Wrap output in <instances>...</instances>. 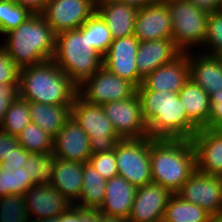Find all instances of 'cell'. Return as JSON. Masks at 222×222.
<instances>
[{"label": "cell", "instance_id": "cell-1", "mask_svg": "<svg viewBox=\"0 0 222 222\" xmlns=\"http://www.w3.org/2000/svg\"><path fill=\"white\" fill-rule=\"evenodd\" d=\"M148 137L191 139L199 128L187 117L178 93L137 88Z\"/></svg>", "mask_w": 222, "mask_h": 222}, {"label": "cell", "instance_id": "cell-2", "mask_svg": "<svg viewBox=\"0 0 222 222\" xmlns=\"http://www.w3.org/2000/svg\"><path fill=\"white\" fill-rule=\"evenodd\" d=\"M152 182L175 194L196 171V155L189 139L150 138Z\"/></svg>", "mask_w": 222, "mask_h": 222}, {"label": "cell", "instance_id": "cell-3", "mask_svg": "<svg viewBox=\"0 0 222 222\" xmlns=\"http://www.w3.org/2000/svg\"><path fill=\"white\" fill-rule=\"evenodd\" d=\"M4 37L1 46L20 69L53 60L56 33L41 13H33Z\"/></svg>", "mask_w": 222, "mask_h": 222}, {"label": "cell", "instance_id": "cell-4", "mask_svg": "<svg viewBox=\"0 0 222 222\" xmlns=\"http://www.w3.org/2000/svg\"><path fill=\"white\" fill-rule=\"evenodd\" d=\"M78 86L53 60L19 71V96L28 102L48 105L73 104Z\"/></svg>", "mask_w": 222, "mask_h": 222}, {"label": "cell", "instance_id": "cell-5", "mask_svg": "<svg viewBox=\"0 0 222 222\" xmlns=\"http://www.w3.org/2000/svg\"><path fill=\"white\" fill-rule=\"evenodd\" d=\"M53 61L77 86L103 66V56L79 29L56 34Z\"/></svg>", "mask_w": 222, "mask_h": 222}, {"label": "cell", "instance_id": "cell-6", "mask_svg": "<svg viewBox=\"0 0 222 222\" xmlns=\"http://www.w3.org/2000/svg\"><path fill=\"white\" fill-rule=\"evenodd\" d=\"M166 5L169 9L175 46L182 53H187L191 47L204 45L208 14L190 0H173Z\"/></svg>", "mask_w": 222, "mask_h": 222}, {"label": "cell", "instance_id": "cell-7", "mask_svg": "<svg viewBox=\"0 0 222 222\" xmlns=\"http://www.w3.org/2000/svg\"><path fill=\"white\" fill-rule=\"evenodd\" d=\"M71 117L87 134L92 154L115 150L121 138L105 115L102 105L87 103L77 95L71 106Z\"/></svg>", "mask_w": 222, "mask_h": 222}, {"label": "cell", "instance_id": "cell-8", "mask_svg": "<svg viewBox=\"0 0 222 222\" xmlns=\"http://www.w3.org/2000/svg\"><path fill=\"white\" fill-rule=\"evenodd\" d=\"M150 137L120 139L115 147L118 175L140 187L152 182Z\"/></svg>", "mask_w": 222, "mask_h": 222}, {"label": "cell", "instance_id": "cell-9", "mask_svg": "<svg viewBox=\"0 0 222 222\" xmlns=\"http://www.w3.org/2000/svg\"><path fill=\"white\" fill-rule=\"evenodd\" d=\"M136 92L137 88L132 83L103 66L78 86V95L87 103L95 105L128 99Z\"/></svg>", "mask_w": 222, "mask_h": 222}, {"label": "cell", "instance_id": "cell-10", "mask_svg": "<svg viewBox=\"0 0 222 222\" xmlns=\"http://www.w3.org/2000/svg\"><path fill=\"white\" fill-rule=\"evenodd\" d=\"M182 200L199 205L212 217L222 216V177L196 170L175 193Z\"/></svg>", "mask_w": 222, "mask_h": 222}, {"label": "cell", "instance_id": "cell-11", "mask_svg": "<svg viewBox=\"0 0 222 222\" xmlns=\"http://www.w3.org/2000/svg\"><path fill=\"white\" fill-rule=\"evenodd\" d=\"M102 109L121 139L148 136L137 92L128 99L105 103Z\"/></svg>", "mask_w": 222, "mask_h": 222}, {"label": "cell", "instance_id": "cell-12", "mask_svg": "<svg viewBox=\"0 0 222 222\" xmlns=\"http://www.w3.org/2000/svg\"><path fill=\"white\" fill-rule=\"evenodd\" d=\"M95 12L90 0H48L41 15L58 34L79 29Z\"/></svg>", "mask_w": 222, "mask_h": 222}, {"label": "cell", "instance_id": "cell-13", "mask_svg": "<svg viewBox=\"0 0 222 222\" xmlns=\"http://www.w3.org/2000/svg\"><path fill=\"white\" fill-rule=\"evenodd\" d=\"M139 40L134 36L113 40L103 56V67L138 88L143 78L138 74L136 55Z\"/></svg>", "mask_w": 222, "mask_h": 222}, {"label": "cell", "instance_id": "cell-14", "mask_svg": "<svg viewBox=\"0 0 222 222\" xmlns=\"http://www.w3.org/2000/svg\"><path fill=\"white\" fill-rule=\"evenodd\" d=\"M172 195L169 189L153 182L137 187L127 222H162Z\"/></svg>", "mask_w": 222, "mask_h": 222}, {"label": "cell", "instance_id": "cell-15", "mask_svg": "<svg viewBox=\"0 0 222 222\" xmlns=\"http://www.w3.org/2000/svg\"><path fill=\"white\" fill-rule=\"evenodd\" d=\"M173 29L166 3L140 7L136 14L134 36L139 41L172 38Z\"/></svg>", "mask_w": 222, "mask_h": 222}, {"label": "cell", "instance_id": "cell-16", "mask_svg": "<svg viewBox=\"0 0 222 222\" xmlns=\"http://www.w3.org/2000/svg\"><path fill=\"white\" fill-rule=\"evenodd\" d=\"M196 155V170L222 177V129H199L190 139Z\"/></svg>", "mask_w": 222, "mask_h": 222}, {"label": "cell", "instance_id": "cell-17", "mask_svg": "<svg viewBox=\"0 0 222 222\" xmlns=\"http://www.w3.org/2000/svg\"><path fill=\"white\" fill-rule=\"evenodd\" d=\"M53 153L64 160L88 163L92 155L89 138L72 117L54 137Z\"/></svg>", "mask_w": 222, "mask_h": 222}, {"label": "cell", "instance_id": "cell-18", "mask_svg": "<svg viewBox=\"0 0 222 222\" xmlns=\"http://www.w3.org/2000/svg\"><path fill=\"white\" fill-rule=\"evenodd\" d=\"M23 196L30 220L59 216L72 205L51 185H33Z\"/></svg>", "mask_w": 222, "mask_h": 222}, {"label": "cell", "instance_id": "cell-19", "mask_svg": "<svg viewBox=\"0 0 222 222\" xmlns=\"http://www.w3.org/2000/svg\"><path fill=\"white\" fill-rule=\"evenodd\" d=\"M190 78L187 53H181L173 61L148 74L142 84L152 91L178 93Z\"/></svg>", "mask_w": 222, "mask_h": 222}, {"label": "cell", "instance_id": "cell-20", "mask_svg": "<svg viewBox=\"0 0 222 222\" xmlns=\"http://www.w3.org/2000/svg\"><path fill=\"white\" fill-rule=\"evenodd\" d=\"M181 53L172 38L139 41L136 55L138 74L144 79L158 67L173 61Z\"/></svg>", "mask_w": 222, "mask_h": 222}, {"label": "cell", "instance_id": "cell-21", "mask_svg": "<svg viewBox=\"0 0 222 222\" xmlns=\"http://www.w3.org/2000/svg\"><path fill=\"white\" fill-rule=\"evenodd\" d=\"M137 187L122 176H115L106 182L105 197L98 208L101 213L128 220Z\"/></svg>", "mask_w": 222, "mask_h": 222}, {"label": "cell", "instance_id": "cell-22", "mask_svg": "<svg viewBox=\"0 0 222 222\" xmlns=\"http://www.w3.org/2000/svg\"><path fill=\"white\" fill-rule=\"evenodd\" d=\"M138 7L108 0L96 6V12L106 22L113 40L134 35Z\"/></svg>", "mask_w": 222, "mask_h": 222}, {"label": "cell", "instance_id": "cell-23", "mask_svg": "<svg viewBox=\"0 0 222 222\" xmlns=\"http://www.w3.org/2000/svg\"><path fill=\"white\" fill-rule=\"evenodd\" d=\"M201 54V55H200ZM200 55V56H199ZM187 52L190 79L208 94L222 92V63L218 56Z\"/></svg>", "mask_w": 222, "mask_h": 222}, {"label": "cell", "instance_id": "cell-24", "mask_svg": "<svg viewBox=\"0 0 222 222\" xmlns=\"http://www.w3.org/2000/svg\"><path fill=\"white\" fill-rule=\"evenodd\" d=\"M84 162L69 161L57 158L51 186L64 195L71 204L80 197L83 183Z\"/></svg>", "mask_w": 222, "mask_h": 222}, {"label": "cell", "instance_id": "cell-25", "mask_svg": "<svg viewBox=\"0 0 222 222\" xmlns=\"http://www.w3.org/2000/svg\"><path fill=\"white\" fill-rule=\"evenodd\" d=\"M178 97L182 101L187 117L199 129L203 128L207 124L210 114L209 94L189 78L178 92Z\"/></svg>", "mask_w": 222, "mask_h": 222}, {"label": "cell", "instance_id": "cell-26", "mask_svg": "<svg viewBox=\"0 0 222 222\" xmlns=\"http://www.w3.org/2000/svg\"><path fill=\"white\" fill-rule=\"evenodd\" d=\"M72 105L29 102L31 122L36 123L39 128L54 138L71 117Z\"/></svg>", "mask_w": 222, "mask_h": 222}, {"label": "cell", "instance_id": "cell-27", "mask_svg": "<svg viewBox=\"0 0 222 222\" xmlns=\"http://www.w3.org/2000/svg\"><path fill=\"white\" fill-rule=\"evenodd\" d=\"M83 183L79 200L74 205L81 208H99L105 197L107 180L89 163H84Z\"/></svg>", "mask_w": 222, "mask_h": 222}, {"label": "cell", "instance_id": "cell-28", "mask_svg": "<svg viewBox=\"0 0 222 222\" xmlns=\"http://www.w3.org/2000/svg\"><path fill=\"white\" fill-rule=\"evenodd\" d=\"M211 217L199 205L186 202L173 194L165 208L162 222H209Z\"/></svg>", "mask_w": 222, "mask_h": 222}, {"label": "cell", "instance_id": "cell-29", "mask_svg": "<svg viewBox=\"0 0 222 222\" xmlns=\"http://www.w3.org/2000/svg\"><path fill=\"white\" fill-rule=\"evenodd\" d=\"M57 157L51 153H30L23 168L33 185H51Z\"/></svg>", "mask_w": 222, "mask_h": 222}, {"label": "cell", "instance_id": "cell-30", "mask_svg": "<svg viewBox=\"0 0 222 222\" xmlns=\"http://www.w3.org/2000/svg\"><path fill=\"white\" fill-rule=\"evenodd\" d=\"M79 30L84 35H87L88 41L90 44H92L93 49H95L102 56L107 53L111 43L113 42V38L106 22L97 12H95L79 28Z\"/></svg>", "mask_w": 222, "mask_h": 222}, {"label": "cell", "instance_id": "cell-31", "mask_svg": "<svg viewBox=\"0 0 222 222\" xmlns=\"http://www.w3.org/2000/svg\"><path fill=\"white\" fill-rule=\"evenodd\" d=\"M19 145L29 153H51L53 152L54 138L37 126L36 123L28 124L19 135Z\"/></svg>", "mask_w": 222, "mask_h": 222}, {"label": "cell", "instance_id": "cell-32", "mask_svg": "<svg viewBox=\"0 0 222 222\" xmlns=\"http://www.w3.org/2000/svg\"><path fill=\"white\" fill-rule=\"evenodd\" d=\"M30 123L29 102L19 96L5 112L0 129L7 134L17 136Z\"/></svg>", "mask_w": 222, "mask_h": 222}, {"label": "cell", "instance_id": "cell-33", "mask_svg": "<svg viewBox=\"0 0 222 222\" xmlns=\"http://www.w3.org/2000/svg\"><path fill=\"white\" fill-rule=\"evenodd\" d=\"M32 186L24 168L7 169L0 165V197L23 195Z\"/></svg>", "mask_w": 222, "mask_h": 222}, {"label": "cell", "instance_id": "cell-34", "mask_svg": "<svg viewBox=\"0 0 222 222\" xmlns=\"http://www.w3.org/2000/svg\"><path fill=\"white\" fill-rule=\"evenodd\" d=\"M32 14L27 7L12 0H0V34L5 35L16 29Z\"/></svg>", "mask_w": 222, "mask_h": 222}, {"label": "cell", "instance_id": "cell-35", "mask_svg": "<svg viewBox=\"0 0 222 222\" xmlns=\"http://www.w3.org/2000/svg\"><path fill=\"white\" fill-rule=\"evenodd\" d=\"M0 222H31L23 195L0 197Z\"/></svg>", "mask_w": 222, "mask_h": 222}, {"label": "cell", "instance_id": "cell-36", "mask_svg": "<svg viewBox=\"0 0 222 222\" xmlns=\"http://www.w3.org/2000/svg\"><path fill=\"white\" fill-rule=\"evenodd\" d=\"M204 43L210 50L207 49L206 54L212 56L222 54V11L208 14Z\"/></svg>", "mask_w": 222, "mask_h": 222}, {"label": "cell", "instance_id": "cell-37", "mask_svg": "<svg viewBox=\"0 0 222 222\" xmlns=\"http://www.w3.org/2000/svg\"><path fill=\"white\" fill-rule=\"evenodd\" d=\"M88 163L106 180L118 175L115 150L92 154Z\"/></svg>", "mask_w": 222, "mask_h": 222}, {"label": "cell", "instance_id": "cell-38", "mask_svg": "<svg viewBox=\"0 0 222 222\" xmlns=\"http://www.w3.org/2000/svg\"><path fill=\"white\" fill-rule=\"evenodd\" d=\"M20 68L11 60L7 51L0 46V85L19 83Z\"/></svg>", "mask_w": 222, "mask_h": 222}, {"label": "cell", "instance_id": "cell-39", "mask_svg": "<svg viewBox=\"0 0 222 222\" xmlns=\"http://www.w3.org/2000/svg\"><path fill=\"white\" fill-rule=\"evenodd\" d=\"M19 97V83H3L0 85V125L9 106Z\"/></svg>", "mask_w": 222, "mask_h": 222}, {"label": "cell", "instance_id": "cell-40", "mask_svg": "<svg viewBox=\"0 0 222 222\" xmlns=\"http://www.w3.org/2000/svg\"><path fill=\"white\" fill-rule=\"evenodd\" d=\"M210 114L204 129H222V92L210 93Z\"/></svg>", "mask_w": 222, "mask_h": 222}, {"label": "cell", "instance_id": "cell-41", "mask_svg": "<svg viewBox=\"0 0 222 222\" xmlns=\"http://www.w3.org/2000/svg\"><path fill=\"white\" fill-rule=\"evenodd\" d=\"M29 154L30 153L27 152L21 145H18L15 147V149H13L11 154L3 160L1 165L7 169L23 168Z\"/></svg>", "mask_w": 222, "mask_h": 222}, {"label": "cell", "instance_id": "cell-42", "mask_svg": "<svg viewBox=\"0 0 222 222\" xmlns=\"http://www.w3.org/2000/svg\"><path fill=\"white\" fill-rule=\"evenodd\" d=\"M18 145L17 136L7 134L0 129V165Z\"/></svg>", "mask_w": 222, "mask_h": 222}, {"label": "cell", "instance_id": "cell-43", "mask_svg": "<svg viewBox=\"0 0 222 222\" xmlns=\"http://www.w3.org/2000/svg\"><path fill=\"white\" fill-rule=\"evenodd\" d=\"M59 222H81V207L72 204L59 215Z\"/></svg>", "mask_w": 222, "mask_h": 222}, {"label": "cell", "instance_id": "cell-44", "mask_svg": "<svg viewBox=\"0 0 222 222\" xmlns=\"http://www.w3.org/2000/svg\"><path fill=\"white\" fill-rule=\"evenodd\" d=\"M197 8L205 11L207 14L220 11L219 0H190Z\"/></svg>", "mask_w": 222, "mask_h": 222}, {"label": "cell", "instance_id": "cell-45", "mask_svg": "<svg viewBox=\"0 0 222 222\" xmlns=\"http://www.w3.org/2000/svg\"><path fill=\"white\" fill-rule=\"evenodd\" d=\"M18 5L27 7L32 13H41L48 0H12Z\"/></svg>", "mask_w": 222, "mask_h": 222}, {"label": "cell", "instance_id": "cell-46", "mask_svg": "<svg viewBox=\"0 0 222 222\" xmlns=\"http://www.w3.org/2000/svg\"><path fill=\"white\" fill-rule=\"evenodd\" d=\"M100 215L97 208H81V222H100Z\"/></svg>", "mask_w": 222, "mask_h": 222}, {"label": "cell", "instance_id": "cell-47", "mask_svg": "<svg viewBox=\"0 0 222 222\" xmlns=\"http://www.w3.org/2000/svg\"><path fill=\"white\" fill-rule=\"evenodd\" d=\"M114 1L134 5L138 8L148 6L150 4L157 2V0H114Z\"/></svg>", "mask_w": 222, "mask_h": 222}, {"label": "cell", "instance_id": "cell-48", "mask_svg": "<svg viewBox=\"0 0 222 222\" xmlns=\"http://www.w3.org/2000/svg\"><path fill=\"white\" fill-rule=\"evenodd\" d=\"M100 222H127V221L118 216H111L101 213Z\"/></svg>", "mask_w": 222, "mask_h": 222}, {"label": "cell", "instance_id": "cell-49", "mask_svg": "<svg viewBox=\"0 0 222 222\" xmlns=\"http://www.w3.org/2000/svg\"><path fill=\"white\" fill-rule=\"evenodd\" d=\"M31 222H59V216L42 218L39 220H30Z\"/></svg>", "mask_w": 222, "mask_h": 222}, {"label": "cell", "instance_id": "cell-50", "mask_svg": "<svg viewBox=\"0 0 222 222\" xmlns=\"http://www.w3.org/2000/svg\"><path fill=\"white\" fill-rule=\"evenodd\" d=\"M209 222H222V216H213L210 218Z\"/></svg>", "mask_w": 222, "mask_h": 222}, {"label": "cell", "instance_id": "cell-51", "mask_svg": "<svg viewBox=\"0 0 222 222\" xmlns=\"http://www.w3.org/2000/svg\"><path fill=\"white\" fill-rule=\"evenodd\" d=\"M95 6H97L98 4L108 1V0H90Z\"/></svg>", "mask_w": 222, "mask_h": 222}, {"label": "cell", "instance_id": "cell-52", "mask_svg": "<svg viewBox=\"0 0 222 222\" xmlns=\"http://www.w3.org/2000/svg\"><path fill=\"white\" fill-rule=\"evenodd\" d=\"M170 1H173V0H157V2H159V3H167V2H170Z\"/></svg>", "mask_w": 222, "mask_h": 222}, {"label": "cell", "instance_id": "cell-53", "mask_svg": "<svg viewBox=\"0 0 222 222\" xmlns=\"http://www.w3.org/2000/svg\"><path fill=\"white\" fill-rule=\"evenodd\" d=\"M220 2V11L222 10V0H219Z\"/></svg>", "mask_w": 222, "mask_h": 222}, {"label": "cell", "instance_id": "cell-54", "mask_svg": "<svg viewBox=\"0 0 222 222\" xmlns=\"http://www.w3.org/2000/svg\"><path fill=\"white\" fill-rule=\"evenodd\" d=\"M218 58L220 59V61H221V63H222V54H220V55L218 56Z\"/></svg>", "mask_w": 222, "mask_h": 222}]
</instances>
